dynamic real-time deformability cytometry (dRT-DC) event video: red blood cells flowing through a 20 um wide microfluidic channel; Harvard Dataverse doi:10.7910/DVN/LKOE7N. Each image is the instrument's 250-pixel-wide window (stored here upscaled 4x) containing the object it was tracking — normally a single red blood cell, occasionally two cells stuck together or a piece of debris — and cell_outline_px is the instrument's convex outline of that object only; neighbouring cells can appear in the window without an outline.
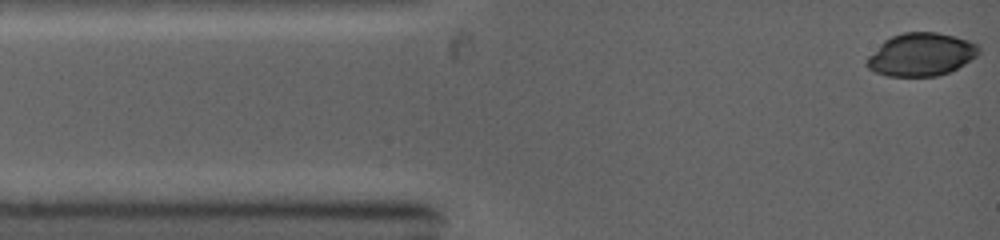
{"species": "common noctule bat (a hibernating species)", "species_latin": "Nyctalus noctula", "temperature_condition": "warm", "stored_images_in_passage": 51, "camera_frame_rate_fps": 5000, "um_per_image_px": 0.085, "animal": {"sex": "female", "body_mass_g": 19.0, "forearm_length_mm": 53.3}, "frame": {"image": 1, "passage_image": 1, "time_ms": 0.0, "image_size_px": [1000, 240], "cell_outline_px": [[980, 52], [976, 56], [964, 64], [948, 72], [936, 76], [888, 76], [876, 72], [868, 68], [864, 64], [864, 60], [884, 40], [892, 36], [904, 32], [936, 32], [968, 40], [980, 44]], "centroid_in_image_um": [78.28, 4.63], "position_along_channel_um": 6.7, "area_um2": 28.03}}
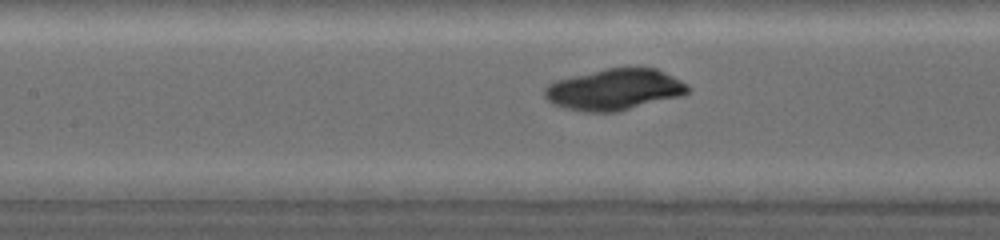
{"frame": {"image": 2, "passage_image": 21, "time_ms": 4.6, "image_size_px": [1000, 240], "cell_outline_px": [[692, 88], [688, 92], [680, 96], [616, 112], [584, 112], [564, 108], [552, 104], [544, 96], [544, 88], [548, 84], [556, 80], [604, 68], [656, 68], [688, 84]], "centroid_in_image_um": [52.21, 7.61], "position_along_channel_um": 155.2, "area_um2": 34.39}}
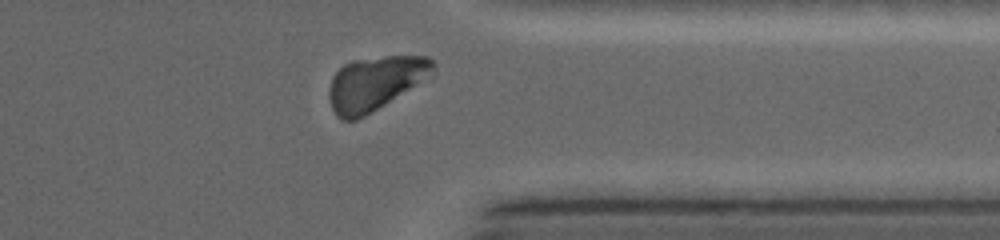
{"frame": {"image": 3, "passage_image": 45, "time_ms": 9.6, "image_size_px": [1000, 240], "cell_outline_px": [[436, 64], [432, 68], [408, 88], [372, 112], [356, 120], [340, 120], [336, 116], [332, 108], [328, 96], [328, 88], [332, 76], [344, 64], [352, 60], [384, 56], [428, 56]], "centroid_in_image_um": [31.73, 7.07], "position_along_channel_um": 379.7, "area_um2": 31.62}}